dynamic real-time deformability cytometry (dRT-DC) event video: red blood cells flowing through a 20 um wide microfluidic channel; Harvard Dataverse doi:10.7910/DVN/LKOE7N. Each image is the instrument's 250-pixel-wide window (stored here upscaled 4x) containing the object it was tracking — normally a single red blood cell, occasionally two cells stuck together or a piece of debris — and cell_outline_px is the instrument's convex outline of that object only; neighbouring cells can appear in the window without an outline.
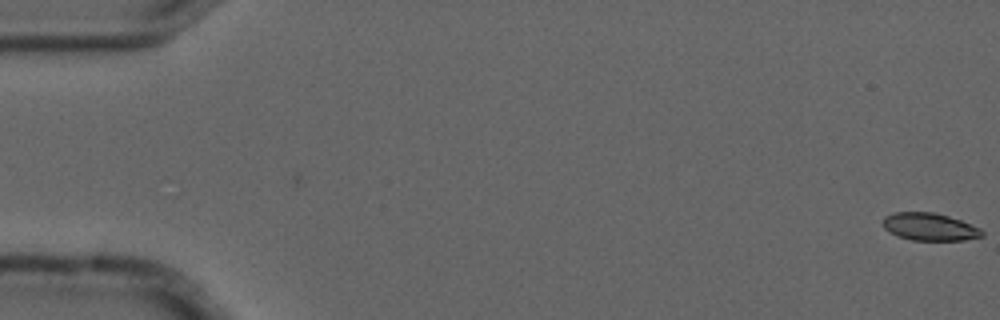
{"species": "common noctule bat (a hibernating species)", "species_latin": "Nyctalus noctula", "temperature_condition": "cold", "stored_images_in_passage": 5, "camera_frame_rate_fps": 3000, "um_per_image_px": 0.085, "animal": {"sex": "male", "forearm_length_mm": 52.5}, "frame": {"image": 1, "passage_image": 1, "time_ms": 0.0, "image_size_px": [1000, 320], "cell_outline_px": [[984, 236], [964, 240], [912, 240], [896, 236], [888, 232], [884, 228], [884, 216], [896, 212], [932, 212], [948, 216], [960, 220], [980, 228], [984, 232]], "centroid_in_image_um": [79.01, 19.28], "position_along_channel_um": 6.0, "area_um2": 15.9}}
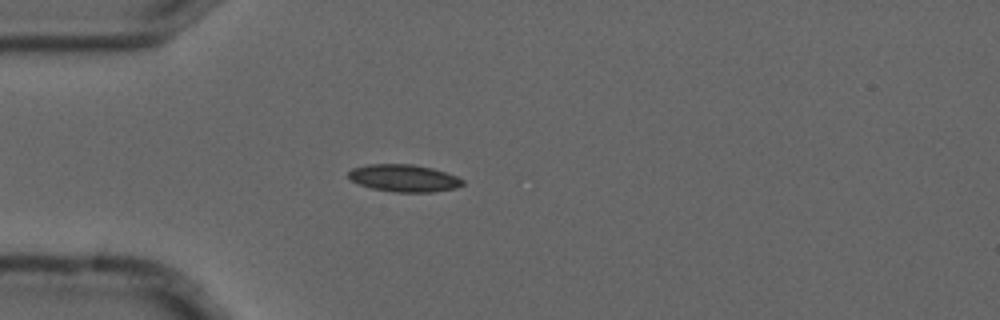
{"frame": {"image": 2, "passage_image": 5, "time_ms": 1.333, "image_size_px": [1000, 320], "cell_outline_px": [[464, 184], [456, 188], [432, 192], [396, 192], [372, 188], [360, 184], [352, 180], [348, 176], [348, 172], [352, 168], [368, 164], [412, 164], [432, 168], [456, 176], [464, 180]], "centroid_in_image_um": [34.34, 15.14], "position_along_channel_um": 50.7, "area_um2": 18.03}}